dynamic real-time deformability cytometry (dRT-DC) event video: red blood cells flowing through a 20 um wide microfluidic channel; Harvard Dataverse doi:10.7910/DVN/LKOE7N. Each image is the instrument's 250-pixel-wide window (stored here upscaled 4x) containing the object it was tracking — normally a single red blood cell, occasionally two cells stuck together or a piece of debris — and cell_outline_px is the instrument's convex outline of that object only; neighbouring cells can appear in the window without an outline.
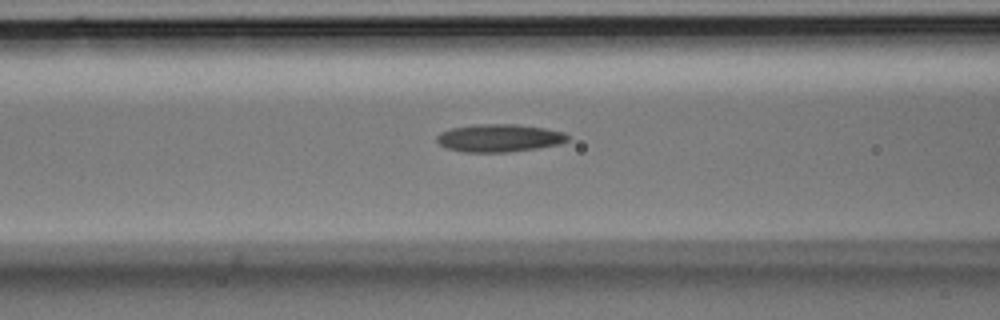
{"species": "Egyptian fruit bat (a non-hibernating species)", "species_latin": "Rousettus aegyptiacus", "temperature_condition": "room temperature", "stored_images_in_passage": 3, "camera_frame_rate_fps": 3000, "um_per_image_px": 0.085, "animal": {"sex": "male"}, "frame": {"image": 1, "passage_image": 3, "time_ms": 0.667, "image_size_px": [1000, 320], "cell_outline_px": [[568, 140], [560, 144], [536, 148], [508, 152], [464, 152], [444, 148], [436, 140], [436, 136], [440, 132], [452, 128], [480, 124], [516, 124], [544, 128], [564, 132], [568, 136]], "centroid_in_image_um": [42.41, 11.73], "position_along_channel_um": 124.2, "area_um2": 21.15}}